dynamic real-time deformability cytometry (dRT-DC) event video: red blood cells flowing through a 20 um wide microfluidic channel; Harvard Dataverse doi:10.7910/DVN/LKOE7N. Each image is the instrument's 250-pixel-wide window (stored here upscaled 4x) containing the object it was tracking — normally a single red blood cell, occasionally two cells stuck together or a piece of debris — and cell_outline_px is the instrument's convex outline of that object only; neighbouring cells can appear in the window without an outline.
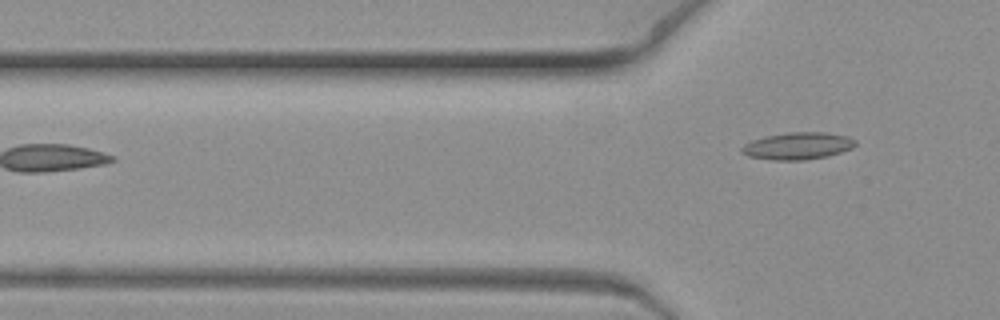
{"species": "common noctule bat (a hibernating species)", "species_latin": "Nyctalus noctula", "temperature_condition": "warm", "stored_images_in_passage": 7, "segment_of_instrument_passage": [2, 2], "camera_frame_rate_fps": 3000, "um_per_image_px": 0.085, "animal": {"sex": "female", "body_mass_g": 19.3, "forearm_length_mm": 54.1}, "frame": {"image": 1, "passage_image": 7, "time_ms": 2.0, "image_size_px": [1000, 320], "cell_outline_px": [[856, 144], [852, 148], [828, 156], [804, 160], [772, 160], [748, 156], [740, 152], [740, 148], [744, 144], [752, 140], [764, 136], [788, 132], [824, 132], [848, 136], [856, 140]], "centroid_in_image_um": [67.79, 12.4], "position_along_channel_um": 58.0, "area_um2": 18.09}}